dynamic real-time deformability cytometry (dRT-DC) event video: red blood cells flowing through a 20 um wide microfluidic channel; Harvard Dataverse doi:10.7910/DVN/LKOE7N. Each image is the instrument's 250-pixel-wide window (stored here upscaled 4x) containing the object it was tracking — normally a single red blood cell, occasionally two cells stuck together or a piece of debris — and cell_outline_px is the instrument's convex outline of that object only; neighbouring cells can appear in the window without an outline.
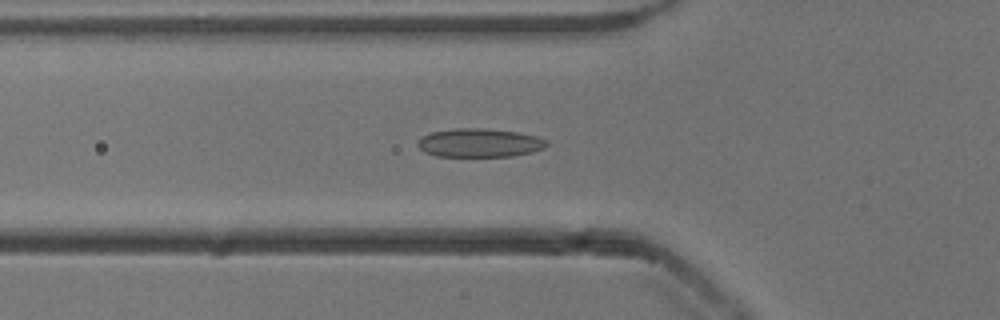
{"species": "common noctule bat (a hibernating species)", "species_latin": "Nyctalus noctula", "temperature_condition": "cold", "stored_images_in_passage": 55, "camera_frame_rate_fps": 3000, "um_per_image_px": 0.085, "animal": {"sex": "male", "body_mass_g": 13.3}, "frame": {"image": 1, "passage_image": 19, "time_ms": 6.0, "image_size_px": [1000, 320], "cell_outline_px": [[548, 144], [544, 148], [532, 152], [512, 156], [436, 156], [424, 152], [416, 144], [424, 136], [432, 132], [456, 128], [484, 128], [516, 132], [536, 136], [548, 140]], "centroid_in_image_um": [40.78, 12.14], "position_along_channel_um": 85.0, "area_um2": 21.39}}
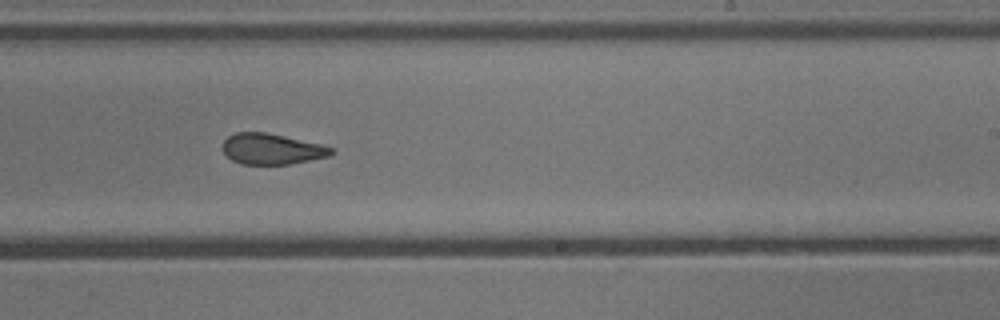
{"frame": {"image": 2, "passage_image": 33, "time_ms": 10.667, "image_size_px": [1000, 320], "cell_outline_px": [[336, 152], [332, 156], [288, 164], [244, 164], [232, 160], [224, 152], [224, 140], [228, 136], [236, 132], [264, 132], [324, 144], [332, 148]], "centroid_in_image_um": [23.16, 12.66], "position_along_channel_um": 265.8, "area_um2": 19.48}}
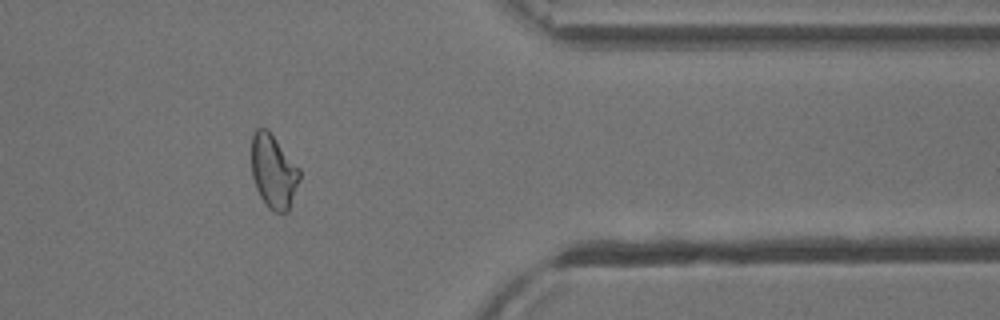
{"frame": {"image": 3, "passage_image": 44, "time_ms": 14.333, "image_size_px": [1000, 320], "cell_outline_px": [[300, 180], [288, 212], [276, 212], [268, 208], [260, 196], [256, 188], [252, 176], [252, 136], [256, 128], [268, 128], [300, 168]], "centroid_in_image_um": [23.26, 14.56], "position_along_channel_um": 388.1, "area_um2": 20.87}, "authors_computed_cell_mechanics": {"area_um2": 21.2126, "velocity_mm_per_s": 3.8678, "shape_relaxation_time_tau1_ms": null, "shape_relaxation_time_tau2_ms": 2.9898, "deformation_change_tau1": null, "deformation_change_tau2": 0.0996}}